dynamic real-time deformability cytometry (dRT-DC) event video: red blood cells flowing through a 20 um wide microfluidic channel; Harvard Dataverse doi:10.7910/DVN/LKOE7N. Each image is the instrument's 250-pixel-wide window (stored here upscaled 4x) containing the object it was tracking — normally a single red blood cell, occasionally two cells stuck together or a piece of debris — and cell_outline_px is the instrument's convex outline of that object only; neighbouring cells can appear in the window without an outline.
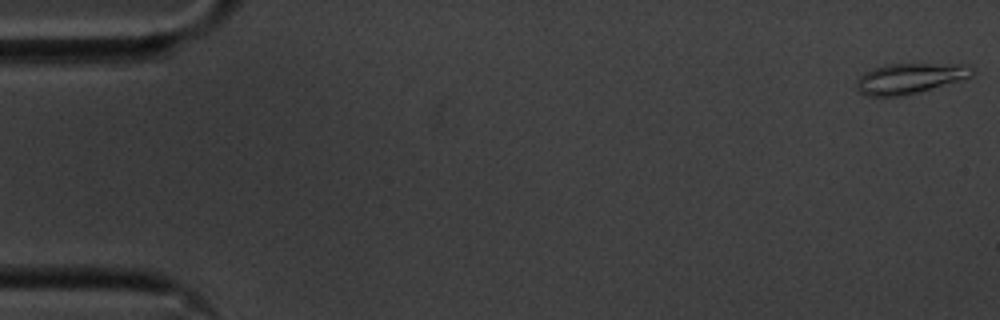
{"species": "common noctule bat (a hibernating species)", "species_latin": "Nyctalus noctula", "temperature_condition": "cold", "stored_images_in_passage": 56, "camera_frame_rate_fps": 3000, "um_per_image_px": 0.085, "animal": {"sex": "male", "body_mass_g": 20.1, "forearm_length_mm": 53.5}, "frame": {"image": 1, "passage_image": 1, "time_ms": 0.0, "image_size_px": [1000, 320], "cell_outline_px": [[972, 76], [960, 80], [916, 92], [900, 96], [868, 96], [860, 92], [856, 88], [856, 80], [864, 72], [872, 68], [888, 64], [972, 64]], "centroid_in_image_um": [77.3, 6.65], "position_along_channel_um": 7.7, "area_um2": 20.29}}
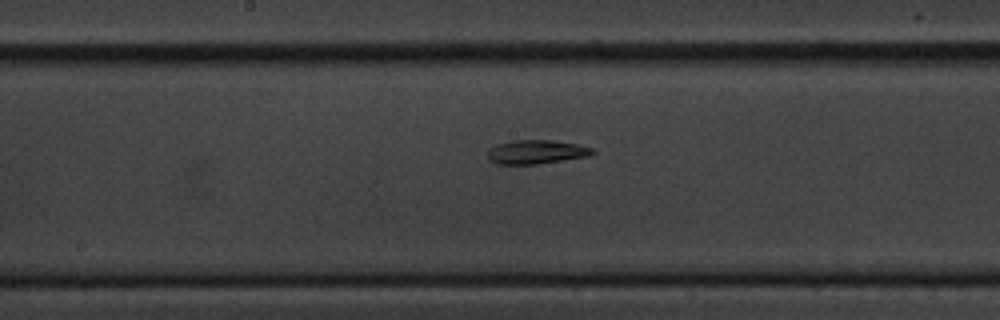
{"frame": {"image": 2, "passage_image": 29, "time_ms": 9.333, "image_size_px": [1000, 320], "cell_outline_px": [[596, 152], [588, 156], [536, 164], [496, 164], [488, 160], [488, 148], [496, 144], [512, 140], [552, 140], [576, 144], [592, 148]], "centroid_in_image_um": [45.53, 12.91], "position_along_channel_um": 202.7, "area_um2": 14.62}}
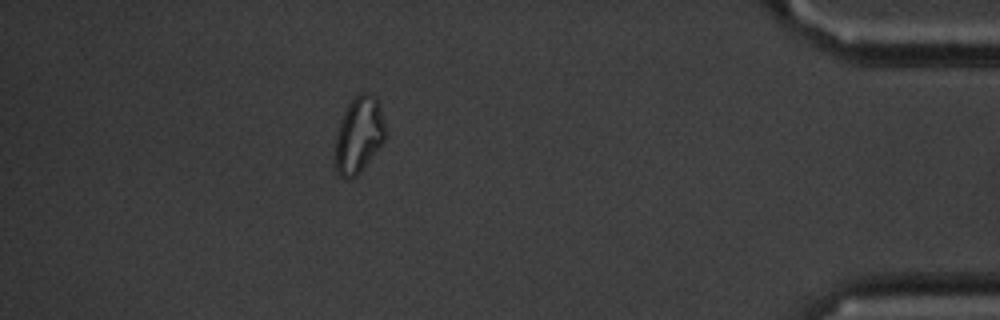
{"frame": {"image": 3, "passage_image": 50, "time_ms": 16.333, "image_size_px": [1000, 320], "cell_outline_px": [[384, 140], [360, 172], [352, 180], [340, 176], [336, 172], [332, 164], [336, 136], [344, 112], [348, 104], [360, 92], [368, 92], [376, 96], [380, 100], [384, 124]], "centroid_in_image_um": [30.46, 11.48], "position_along_channel_um": 404.7, "area_um2": 22.6}}